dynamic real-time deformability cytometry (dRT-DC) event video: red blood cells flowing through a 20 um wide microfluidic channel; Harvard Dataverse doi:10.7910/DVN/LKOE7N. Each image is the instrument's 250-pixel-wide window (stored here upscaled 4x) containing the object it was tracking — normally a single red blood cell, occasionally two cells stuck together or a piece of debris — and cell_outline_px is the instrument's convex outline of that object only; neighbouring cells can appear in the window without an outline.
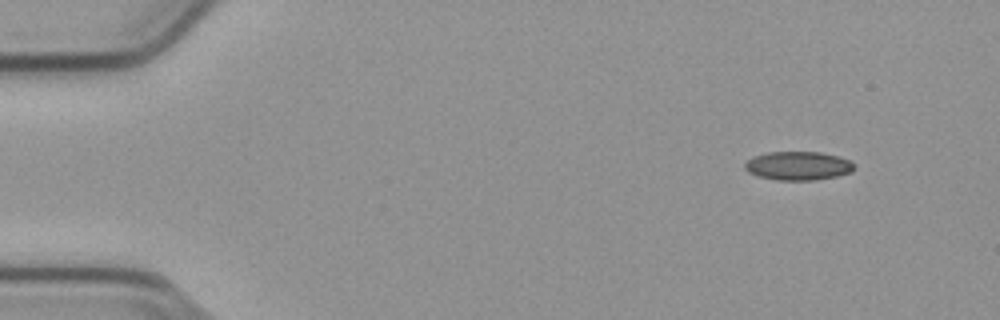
{"species": "common noctule bat (a hibernating species)", "species_latin": "Nyctalus noctula", "temperature_condition": "cold", "stored_images_in_passage": 50, "camera_frame_rate_fps": 3000, "um_per_image_px": 0.085, "animal": {"sex": "male", "body_mass_g": 23.1, "forearm_length_mm": 52.7}, "frame": {"image": 1, "passage_image": 1, "time_ms": 0.0, "image_size_px": [1000, 320], "cell_outline_px": [[852, 172], [836, 176], [812, 180], [776, 180], [760, 176], [748, 172], [744, 168], [744, 164], [748, 160], [756, 156], [768, 152], [820, 152], [836, 156], [848, 160], [852, 164]], "centroid_in_image_um": [67.81, 14.09], "position_along_channel_um": 17.2, "area_um2": 17.92}}
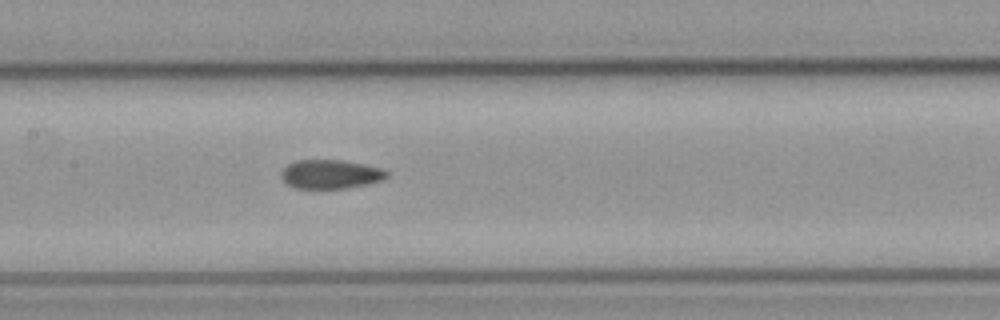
{"frame": {"image": 2, "passage_image": 22, "time_ms": 7.0, "image_size_px": [1000, 320], "cell_outline_px": [[388, 176], [380, 180], [364, 184], [344, 188], [296, 188], [288, 184], [280, 176], [280, 172], [288, 164], [296, 160], [344, 160], [364, 164], [380, 168], [388, 172]], "centroid_in_image_um": [28.06, 14.79], "position_along_channel_um": 179.3, "area_um2": 17.57}}
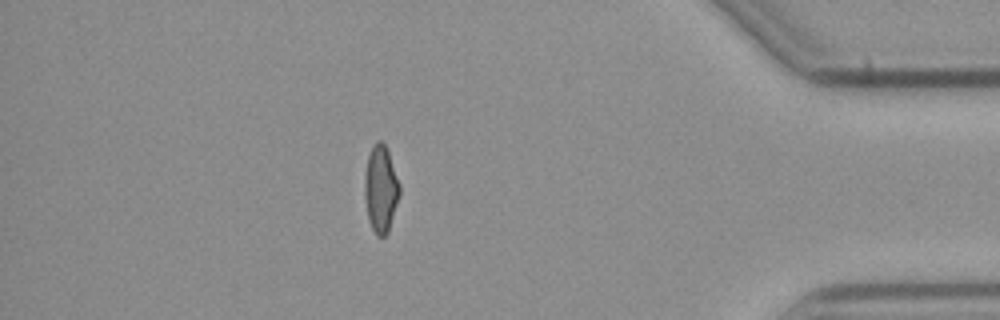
{"frame": {"image": 3, "passage_image": 43, "time_ms": 14.0, "image_size_px": [1000, 320], "cell_outline_px": [[400, 192], [388, 232], [384, 236], [376, 236], [368, 220], [364, 196], [364, 176], [368, 156], [376, 140], [380, 140], [384, 144], [388, 152], [400, 184]], "centroid_in_image_um": [32.35, 16.07], "position_along_channel_um": 402.9, "area_um2": 17.63}, "authors_computed_cell_mechanics": {"area_um2": 18.1492, "velocity_mm_per_s": 3.8022, "shape_relaxation_time_tau1_ms": null, "shape_relaxation_time_tau2_ms": 2.6508, "deformation_change_tau1": null, "deformation_change_tau2": 0.0756}}